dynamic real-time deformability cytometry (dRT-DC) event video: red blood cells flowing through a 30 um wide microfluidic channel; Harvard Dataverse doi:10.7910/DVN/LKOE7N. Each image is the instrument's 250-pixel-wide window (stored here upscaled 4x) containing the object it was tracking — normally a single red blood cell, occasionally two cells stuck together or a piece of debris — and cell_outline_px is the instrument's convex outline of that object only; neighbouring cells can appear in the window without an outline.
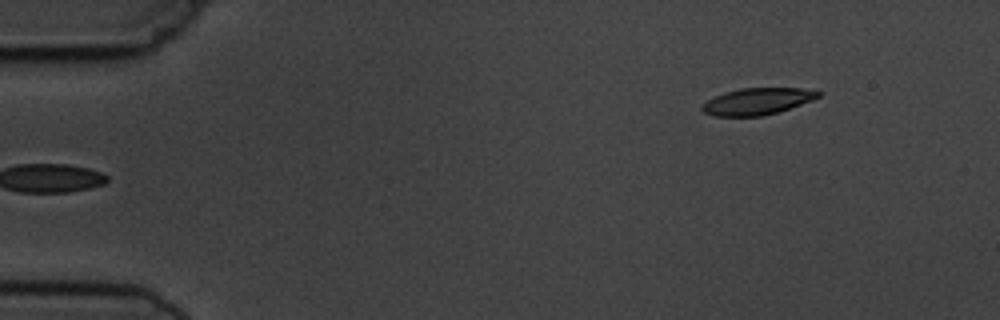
{"species": "common noctule bat (a hibernating species)", "species_latin": "Nyctalus noctula", "temperature_condition": "cold", "stored_images_in_passage": 4, "segment_of_instrument_passage": [2, 2], "camera_frame_rate_fps": 3000, "um_per_image_px": 0.085, "animal": {"sex": "male", "body_mass_g": 19.5, "forearm_length_mm": 54.6}, "frame": {"image": 1, "passage_image": 4, "time_ms": 3.333, "image_size_px": [1000, 320], "cell_outline_px": [[820, 96], [812, 100], [764, 116], [712, 116], [704, 112], [700, 108], [700, 104], [724, 92], [740, 88], [800, 88], [820, 92]], "centroid_in_image_um": [64.3, 8.62], "position_along_channel_um": 20.7, "area_um2": 17.92}}